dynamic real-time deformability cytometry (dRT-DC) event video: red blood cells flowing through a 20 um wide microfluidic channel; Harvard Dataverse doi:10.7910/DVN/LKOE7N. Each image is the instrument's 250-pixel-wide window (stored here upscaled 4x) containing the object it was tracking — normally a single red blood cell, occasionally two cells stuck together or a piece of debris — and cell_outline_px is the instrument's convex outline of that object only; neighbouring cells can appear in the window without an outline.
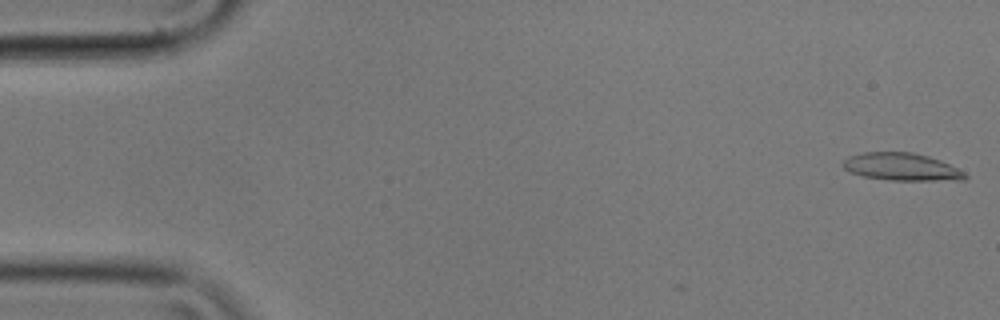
{"species": "common noctule bat (a hibernating species)", "species_latin": "Nyctalus noctula", "temperature_condition": "cold", "stored_images_in_passage": 17, "camera_frame_rate_fps": 3000, "um_per_image_px": 0.085, "animal": {"sex": "male", "body_mass_g": 17.9}, "frame": {"image": 1, "passage_image": 1, "time_ms": 0.0, "image_size_px": [1000, 320], "cell_outline_px": [[968, 176], [964, 180], [888, 180], [864, 176], [852, 172], [844, 168], [844, 160], [848, 156], [864, 152], [912, 152], [928, 156], [940, 160], [964, 172]], "centroid_in_image_um": [76.65, 14.18], "position_along_channel_um": 8.4, "area_um2": 19.36}}
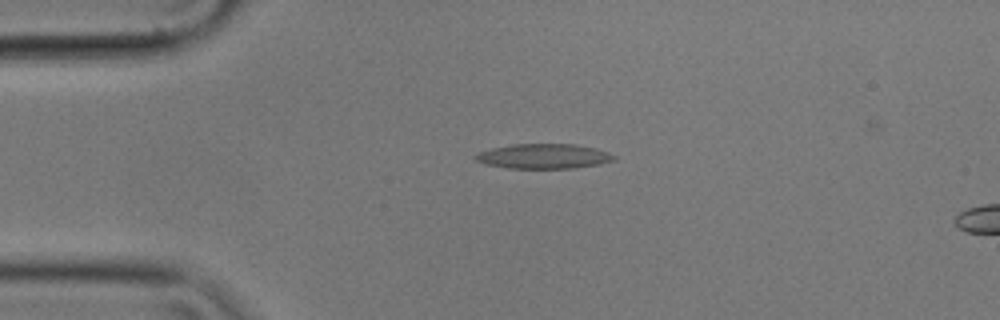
{"frame": {"image": 2, "passage_image": 13, "time_ms": 4.0, "image_size_px": [1000, 320], "cell_outline_px": [[616, 160], [600, 164], [572, 168], [508, 168], [484, 164], [476, 160], [472, 156], [480, 152], [492, 148], [512, 144], [576, 144], [596, 148], [608, 152], [616, 156]], "centroid_in_image_um": [46.23, 13.28], "position_along_channel_um": 38.8, "area_um2": 20.11}}